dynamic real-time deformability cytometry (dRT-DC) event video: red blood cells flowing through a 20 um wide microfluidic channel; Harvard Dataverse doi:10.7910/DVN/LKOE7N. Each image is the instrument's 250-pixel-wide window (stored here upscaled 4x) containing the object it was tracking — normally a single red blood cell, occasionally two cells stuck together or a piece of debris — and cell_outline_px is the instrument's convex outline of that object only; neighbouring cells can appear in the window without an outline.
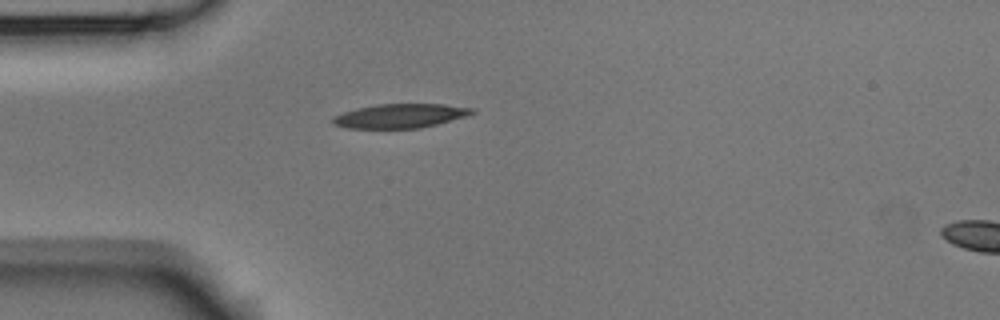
{"species": "Egyptian fruit bat (a non-hibernating species)", "species_latin": "Rousettus aegyptiacus", "temperature_condition": "room temperature", "stored_images_in_passage": 4, "camera_frame_rate_fps": 3000, "um_per_image_px": 0.085, "animal": {"sex": "male"}, "frame": {"image": 1, "passage_image": 4, "time_ms": 1.0, "image_size_px": [1000, 320], "cell_outline_px": [[476, 112], [464, 116], [436, 124], [420, 128], [348, 128], [332, 124], [332, 116], [356, 108], [376, 104], [444, 104], [476, 108]], "centroid_in_image_um": [33.99, 9.84], "position_along_channel_um": 51.0, "area_um2": 19.54}}